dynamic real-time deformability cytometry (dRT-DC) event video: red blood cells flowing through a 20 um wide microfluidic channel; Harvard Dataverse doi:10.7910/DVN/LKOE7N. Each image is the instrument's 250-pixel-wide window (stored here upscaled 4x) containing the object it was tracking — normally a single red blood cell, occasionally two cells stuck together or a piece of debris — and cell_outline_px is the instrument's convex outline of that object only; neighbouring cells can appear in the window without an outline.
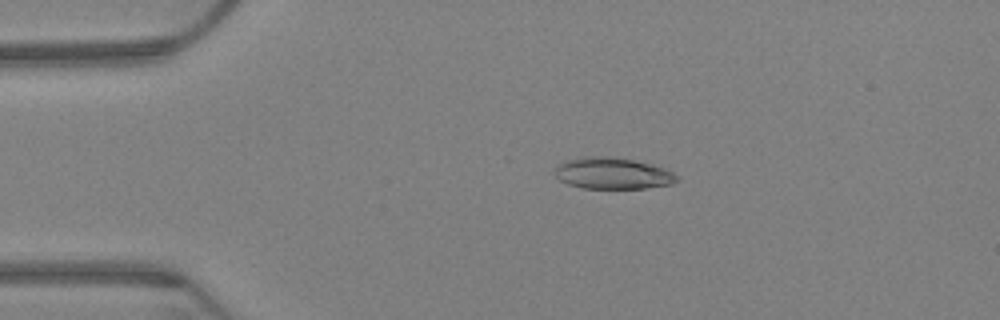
{"species": "Egyptian fruit bat (a non-hibernating species)", "species_latin": "Rousettus aegyptiacus", "temperature_condition": "warm", "stored_images_in_passage": 63, "camera_frame_rate_fps": 3000, "um_per_image_px": 0.085, "animal": {"sex": "female"}, "frame": {"image": 1, "passage_image": 12, "time_ms": 3.667, "image_size_px": [1000, 320], "cell_outline_px": [[680, 180], [672, 184], [644, 188], [580, 188], [568, 184], [560, 180], [556, 176], [556, 164], [564, 160], [584, 156], [612, 156], [652, 164], [664, 168], [680, 176]], "centroid_in_image_um": [52.08, 14.72], "position_along_channel_um": 32.9, "area_um2": 22.6}}
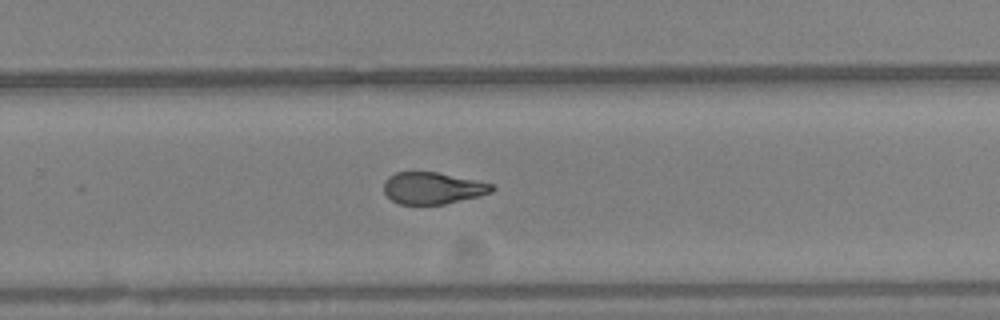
{"frame": {"image": 2, "passage_image": 41, "time_ms": 13.333, "image_size_px": [1000, 320], "cell_outline_px": [[496, 188], [492, 192], [480, 196], [444, 204], [400, 204], [392, 200], [384, 192], [384, 180], [388, 176], [396, 172], [436, 172], [476, 180], [492, 184]], "centroid_in_image_um": [36.78, 15.99], "position_along_channel_um": 293.0, "area_um2": 20.0}}
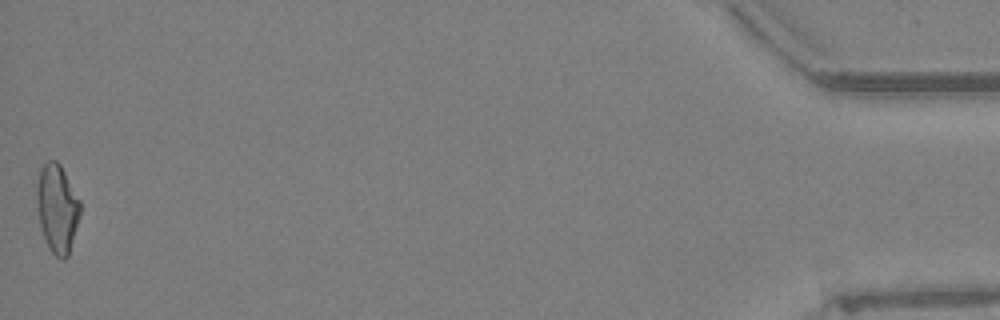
{"frame": {"image": 3, "passage_image": 63, "time_ms": 20.667, "image_size_px": [1000, 320], "cell_outline_px": [[80, 216], [68, 256], [64, 260], [60, 260], [48, 248], [40, 224], [36, 208], [36, 184], [40, 168], [48, 160], [56, 160], [60, 164], [80, 200]], "centroid_in_image_um": [4.85, 17.71], "position_along_channel_um": 430.4, "area_um2": 22.54}, "authors_computed_cell_mechanics": {"area_um2": 21.7328, "velocity_mm_per_s": 3.1876, "shape_relaxation_time_tau1_ms": null, "shape_relaxation_time_tau2_ms": 2.4737, "deformation_change_tau1": null, "deformation_change_tau2": 0.0921}}